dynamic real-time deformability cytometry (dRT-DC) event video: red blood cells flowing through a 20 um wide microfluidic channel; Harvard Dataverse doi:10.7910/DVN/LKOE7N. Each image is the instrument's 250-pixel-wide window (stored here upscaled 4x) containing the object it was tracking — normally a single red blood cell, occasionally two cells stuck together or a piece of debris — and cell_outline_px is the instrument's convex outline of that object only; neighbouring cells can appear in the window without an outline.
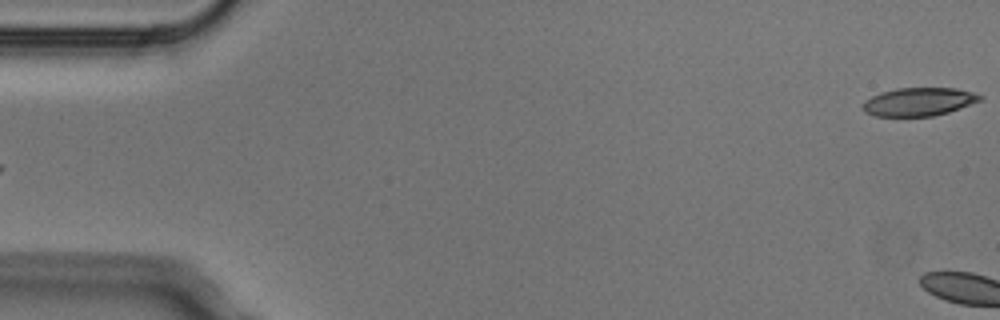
{"species": "Egyptian fruit bat (a non-hibernating species)", "species_latin": "Rousettus aegyptiacus", "temperature_condition": "cold", "stored_images_in_passage": 4, "segment_of_instrument_passage": [2, 2], "camera_frame_rate_fps": 3000, "um_per_image_px": 0.085, "animal": {"sex": "male"}, "frame": {"image": 1, "passage_image": 4, "time_ms": 1.0, "image_size_px": [1000, 320], "cell_outline_px": [[984, 100], [948, 112], [932, 116], [876, 116], [864, 112], [860, 108], [860, 104], [864, 100], [880, 92], [896, 88], [956, 88], [976, 92], [984, 96]], "centroid_in_image_um": [78.1, 8.64], "position_along_channel_um": 6.9, "area_um2": 19.71}}